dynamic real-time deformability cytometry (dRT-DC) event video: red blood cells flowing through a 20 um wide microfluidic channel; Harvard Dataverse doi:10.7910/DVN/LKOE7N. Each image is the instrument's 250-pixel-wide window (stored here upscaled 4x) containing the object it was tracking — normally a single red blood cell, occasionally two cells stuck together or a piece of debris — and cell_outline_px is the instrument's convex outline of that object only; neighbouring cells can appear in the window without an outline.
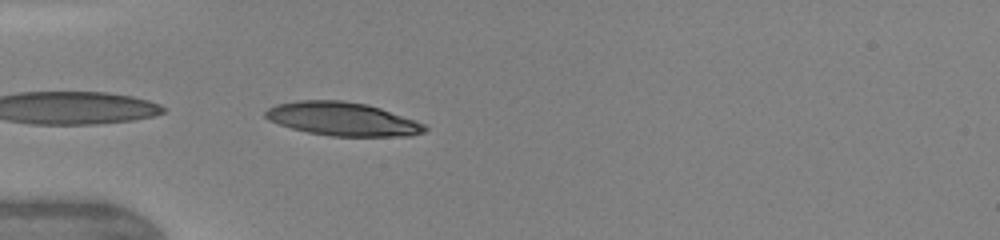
{"species": "human", "species_latin": "Homo sapiens", "temperature_condition": "warm", "stored_images_in_passage": 12, "camera_frame_rate_fps": 3000, "um_per_image_px": 0.085, "donor": {"sex": "female"}, "frame": {"image": 1, "passage_image": 1, "time_ms": 0.0, "image_size_px": [1000, 240], "cell_outline_px": [[428, 128], [424, 132], [412, 136], [332, 136], [308, 132], [292, 128], [268, 120], [264, 116], [264, 112], [268, 108], [276, 104], [300, 100], [344, 100], [368, 104], [380, 108], [424, 124]], "centroid_in_image_um": [29.09, 10.11], "position_along_channel_um": 55.9, "area_um2": 30.98}}